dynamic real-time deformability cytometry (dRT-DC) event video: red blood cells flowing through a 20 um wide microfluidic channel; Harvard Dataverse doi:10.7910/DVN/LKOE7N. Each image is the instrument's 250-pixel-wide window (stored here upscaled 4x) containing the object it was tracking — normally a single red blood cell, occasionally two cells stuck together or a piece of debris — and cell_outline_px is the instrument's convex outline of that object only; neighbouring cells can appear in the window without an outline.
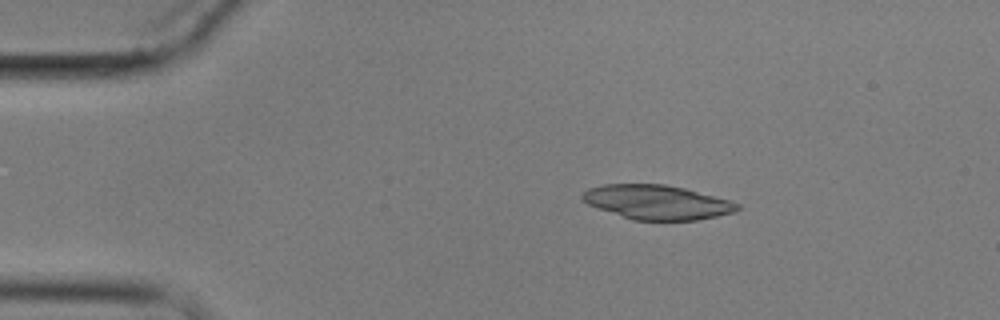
{"species": "common noctule bat (a hibernating species)", "species_latin": "Nyctalus noctula", "temperature_condition": "cold", "stored_images_in_passage": 5, "camera_frame_rate_fps": 3000, "um_per_image_px": 0.085, "animal": {"sex": "male", "body_mass_g": 17.9}, "frame": {"image": 1, "passage_image": 2, "time_ms": 2.0, "image_size_px": [1000, 320], "cell_outline_px": [[740, 208], [736, 212], [696, 220], [632, 220], [588, 204], [580, 196], [588, 188], [604, 184], [664, 184], [684, 188], [728, 200], [740, 204]], "centroid_in_image_um": [55.85, 17.19], "position_along_channel_um": 29.2, "area_um2": 30.75}}